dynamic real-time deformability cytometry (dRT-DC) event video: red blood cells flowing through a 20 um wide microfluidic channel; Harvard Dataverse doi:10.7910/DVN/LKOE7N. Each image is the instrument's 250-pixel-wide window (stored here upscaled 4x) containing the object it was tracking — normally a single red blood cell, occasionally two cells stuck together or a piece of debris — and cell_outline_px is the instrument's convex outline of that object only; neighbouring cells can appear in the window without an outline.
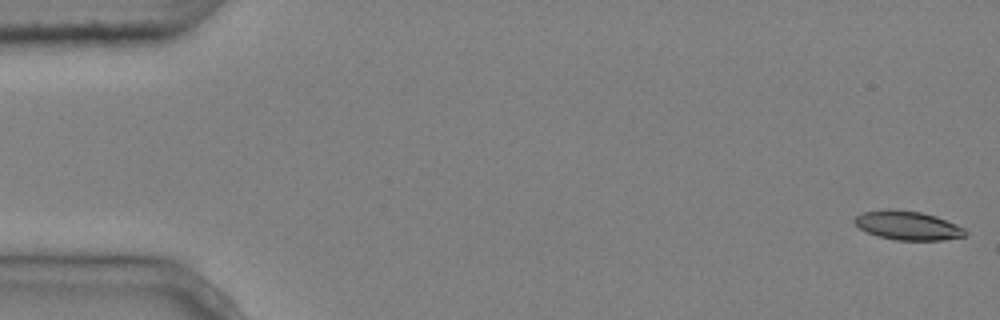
{"species": "common noctule bat (a hibernating species)", "species_latin": "Nyctalus noctula", "temperature_condition": "cold", "stored_images_in_passage": 4, "camera_frame_rate_fps": 3000, "um_per_image_px": 0.085, "animal": {"sex": "male", "body_mass_g": 20.4}, "frame": {"image": 1, "passage_image": 1, "time_ms": 0.0, "image_size_px": [1000, 320], "cell_outline_px": [[968, 236], [944, 240], [896, 240], [876, 236], [860, 228], [852, 220], [856, 216], [864, 212], [888, 208], [920, 212], [936, 216], [956, 224], [964, 228], [968, 232]], "centroid_in_image_um": [77.18, 19.17], "position_along_channel_um": 7.8, "area_um2": 18.79}}